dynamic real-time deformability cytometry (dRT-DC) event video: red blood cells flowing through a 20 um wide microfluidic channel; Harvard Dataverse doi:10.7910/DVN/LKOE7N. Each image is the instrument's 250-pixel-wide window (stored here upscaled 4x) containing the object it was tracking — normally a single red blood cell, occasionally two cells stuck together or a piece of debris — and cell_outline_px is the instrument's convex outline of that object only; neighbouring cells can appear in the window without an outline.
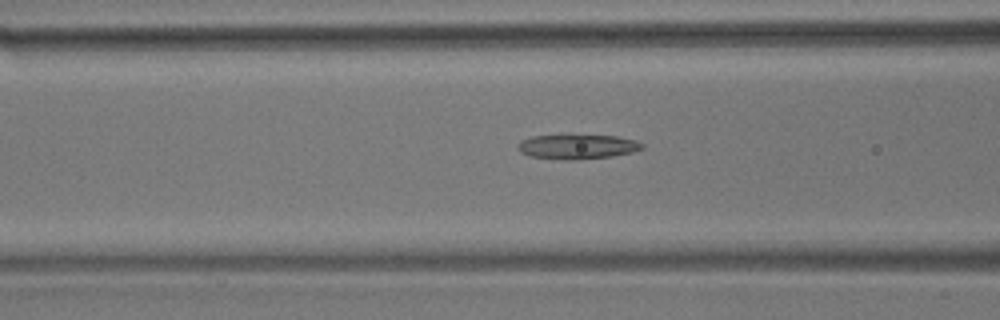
{"species": "common noctule bat (a hibernating species)", "species_latin": "Nyctalus noctula", "temperature_condition": "room temperature", "stored_images_in_passage": 40, "camera_frame_rate_fps": 3000, "um_per_image_px": 0.085, "animal": {"sex": "male", "body_mass_g": 17.9}, "frame": {"image": 1, "passage_image": 6, "time_ms": 1.667, "image_size_px": [1000, 320], "cell_outline_px": [[644, 148], [632, 152], [612, 156], [576, 160], [564, 160], [528, 156], [520, 152], [516, 148], [520, 140], [532, 136], [616, 136], [636, 140], [644, 144]], "centroid_in_image_um": [49.05, 12.48], "position_along_channel_um": 117.5, "area_um2": 17.74}}
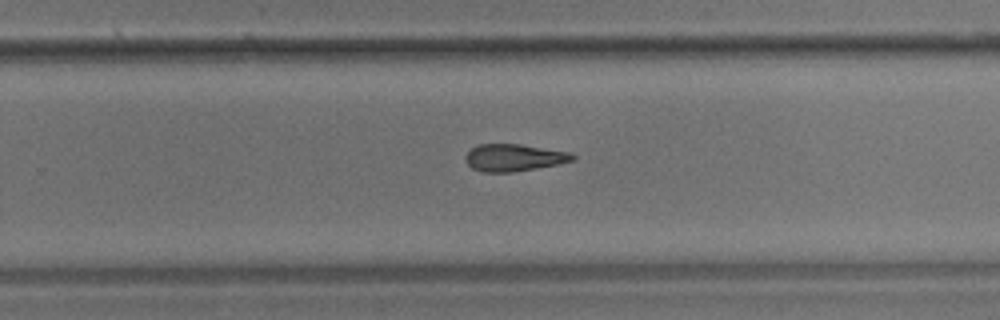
{"frame": {"image": 2, "passage_image": 20, "time_ms": 6.333, "image_size_px": [1000, 320], "cell_outline_px": [[576, 160], [536, 168], [512, 172], [480, 172], [472, 168], [468, 164], [464, 156], [472, 148], [480, 144], [520, 144], [568, 152], [576, 156]], "centroid_in_image_um": [43.66, 13.4], "position_along_channel_um": 286.1, "area_um2": 16.82}}
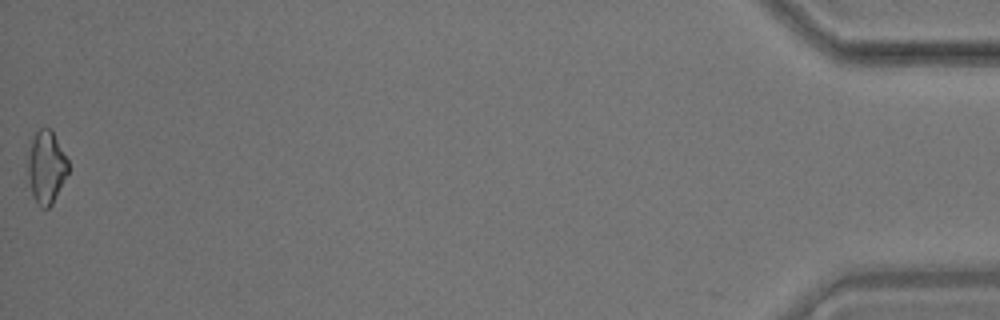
{"frame": {"image": 3, "passage_image": 40, "time_ms": 13.0, "image_size_px": [1000, 320], "cell_outline_px": [[68, 172], [52, 204], [48, 208], [40, 208], [32, 196], [28, 172], [28, 156], [32, 136], [40, 128], [48, 128], [52, 132], [68, 160]], "centroid_in_image_um": [3.92, 14.23], "position_along_channel_um": 431.3, "area_um2": 16.82}}